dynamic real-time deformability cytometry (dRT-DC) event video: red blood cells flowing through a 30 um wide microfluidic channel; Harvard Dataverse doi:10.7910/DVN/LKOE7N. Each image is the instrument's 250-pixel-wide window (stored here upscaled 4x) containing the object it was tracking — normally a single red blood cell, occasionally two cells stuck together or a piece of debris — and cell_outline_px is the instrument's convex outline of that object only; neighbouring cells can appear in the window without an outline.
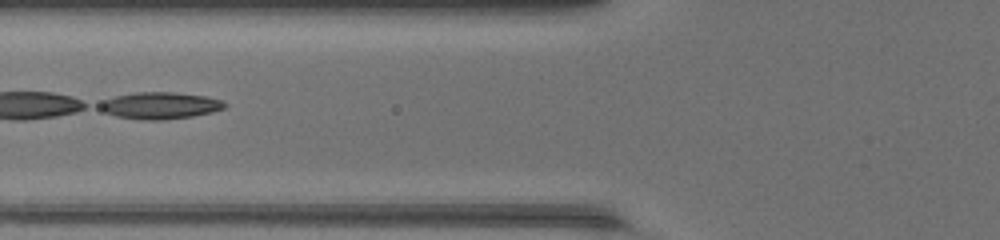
{"species": "common noctule bat (a hibernating species)", "species_latin": "Nyctalus noctula", "temperature_condition": "warm", "stored_images_in_passage": 47, "camera_frame_rate_fps": 3000, "um_per_image_px": 0.085, "animal": {"sex": "female", "body_mass_g": 17.0, "forearm_length_mm": 48.0}, "frame": {"image": 1, "passage_image": 20, "time_ms": 6.333, "image_size_px": [1000, 240], "cell_outline_px": [[228, 104], [224, 108], [212, 112], [192, 116], [164, 120], [144, 120], [116, 116], [104, 112], [96, 108], [96, 104], [104, 100], [116, 96], [136, 92], [172, 92], [208, 96], [224, 100]], "centroid_in_image_um": [13.6, 8.97], "position_along_channel_um": 112.2, "area_um2": 19.77}}
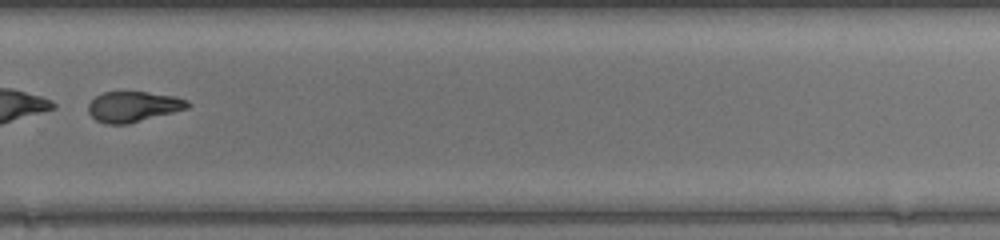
{"frame": {"image": 2, "passage_image": 34, "time_ms": 11.0, "image_size_px": [1000, 240], "cell_outline_px": [[192, 104], [188, 108], [128, 124], [104, 124], [96, 120], [88, 112], [88, 104], [96, 96], [104, 92], [148, 92], [172, 96], [188, 100]], "centroid_in_image_um": [11.32, 9.07], "position_along_channel_um": 318.5, "area_um2": 17.57}}